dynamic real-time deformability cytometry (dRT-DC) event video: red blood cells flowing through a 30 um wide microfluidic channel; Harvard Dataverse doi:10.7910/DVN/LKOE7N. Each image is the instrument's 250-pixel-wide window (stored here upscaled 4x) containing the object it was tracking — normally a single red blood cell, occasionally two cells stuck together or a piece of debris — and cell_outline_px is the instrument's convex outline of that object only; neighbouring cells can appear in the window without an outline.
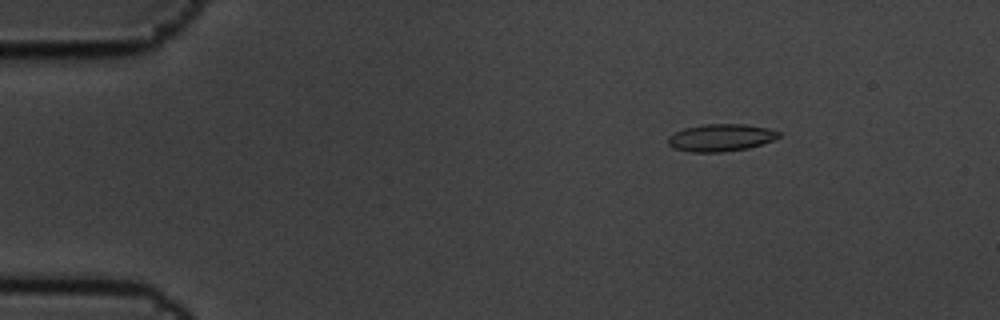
{"species": "common noctule bat (a hibernating species)", "species_latin": "Nyctalus noctula", "temperature_condition": "cold", "stored_images_in_passage": 5, "camera_frame_rate_fps": 3000, "um_per_image_px": 0.085, "animal": {"sex": "male", "body_mass_g": 19.5, "forearm_length_mm": 54.6}, "frame": {"image": 1, "passage_image": 3, "time_ms": 0.667, "image_size_px": [1000, 320], "cell_outline_px": [[780, 136], [772, 140], [748, 148], [720, 152], [692, 152], [672, 148], [668, 144], [668, 136], [684, 128], [704, 124], [744, 124], [768, 128], [780, 132]], "centroid_in_image_um": [61.24, 11.7], "position_along_channel_um": 23.8, "area_um2": 17.51}}
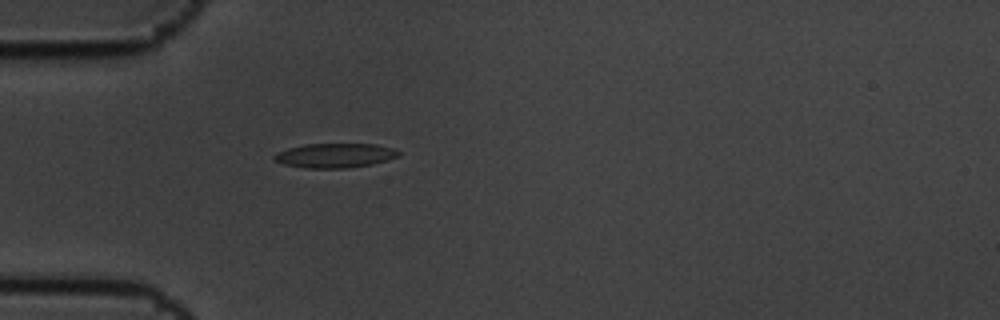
{"frame": {"image": 2, "passage_image": 5, "time_ms": 1.333, "image_size_px": [1000, 320], "cell_outline_px": [[400, 156], [372, 164], [344, 168], [304, 168], [284, 164], [272, 160], [272, 156], [288, 148], [304, 144], [376, 144], [396, 148], [400, 152]], "centroid_in_image_um": [28.49, 13.21], "position_along_channel_um": 56.5, "area_um2": 17.74}}